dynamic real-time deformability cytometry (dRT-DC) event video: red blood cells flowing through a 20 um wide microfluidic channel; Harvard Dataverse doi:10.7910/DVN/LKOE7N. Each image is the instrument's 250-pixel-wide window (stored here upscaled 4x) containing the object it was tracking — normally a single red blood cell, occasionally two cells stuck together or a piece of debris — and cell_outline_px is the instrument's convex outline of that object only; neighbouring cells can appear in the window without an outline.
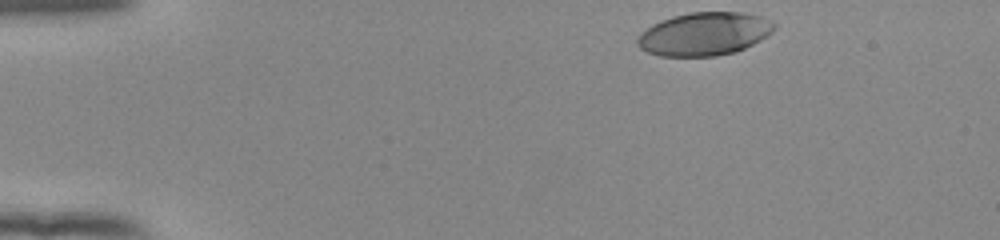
{"species": "human", "species_latin": "Homo sapiens", "temperature_condition": "room temperature", "stored_images_in_passage": 40, "camera_frame_rate_fps": 3000, "um_per_image_px": 0.085, "donor": {"sex": "female"}, "frame": {"image": 1, "passage_image": 1, "time_ms": 0.0, "image_size_px": [1000, 240], "cell_outline_px": [[776, 28], [772, 32], [760, 40], [736, 52], [716, 56], [660, 56], [648, 52], [640, 48], [636, 44], [636, 40], [640, 32], [652, 24], [660, 20], [672, 16], [688, 12], [744, 12], [760, 16], [772, 20], [776, 24]], "centroid_in_image_um": [59.85, 2.87], "position_along_channel_um": 25.1, "area_um2": 34.74}}
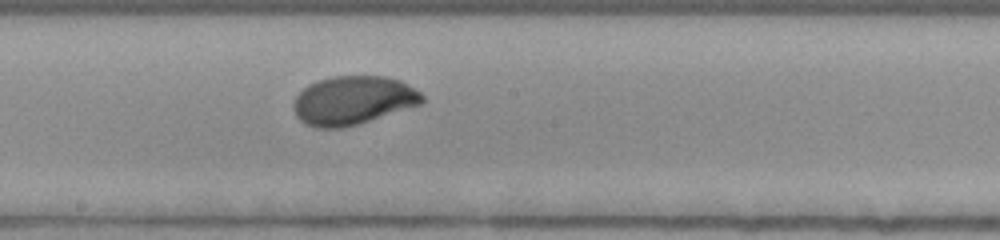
{"frame": {"image": 2, "passage_image": 23, "time_ms": 7.333, "image_size_px": [1000, 240], "cell_outline_px": [[424, 100], [420, 104], [356, 124], [340, 128], [316, 128], [304, 124], [296, 116], [292, 108], [292, 104], [296, 96], [308, 84], [332, 76], [388, 76], [400, 80], [408, 84], [420, 92], [424, 96]], "centroid_in_image_um": [29.97, 8.52], "position_along_channel_um": 218.2, "area_um2": 36.36}}
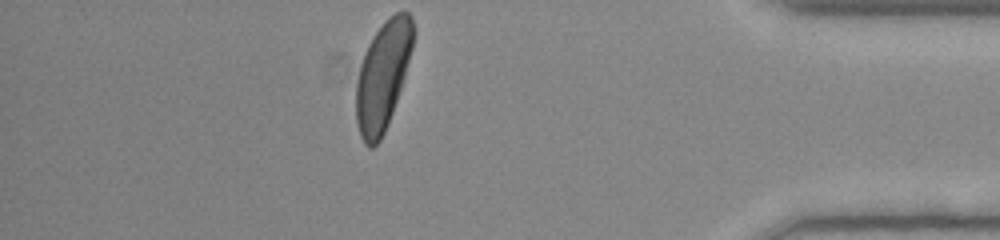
{"frame": {"image": 3, "passage_image": 40, "time_ms": 13.0, "image_size_px": [1000, 240], "cell_outline_px": [[416, 32], [412, 48], [404, 76], [388, 124], [380, 140], [372, 148], [368, 148], [364, 144], [360, 136], [356, 120], [356, 84], [360, 64], [364, 52], [372, 36], [384, 20], [396, 12], [408, 12], [412, 16]], "centroid_in_image_um": [32.53, 6.4], "position_along_channel_um": 402.7, "area_um2": 36.18}, "authors_computed_cell_mechanics": {"area_um2": 35.7204, "velocity_mm_per_s": 3.8685, "shape_relaxation_time_tau1_ms": 2.2451, "shape_relaxation_time_tau2_ms": null, "deformation_change_tau1": 0.1538, "deformation_change_tau2": null}}